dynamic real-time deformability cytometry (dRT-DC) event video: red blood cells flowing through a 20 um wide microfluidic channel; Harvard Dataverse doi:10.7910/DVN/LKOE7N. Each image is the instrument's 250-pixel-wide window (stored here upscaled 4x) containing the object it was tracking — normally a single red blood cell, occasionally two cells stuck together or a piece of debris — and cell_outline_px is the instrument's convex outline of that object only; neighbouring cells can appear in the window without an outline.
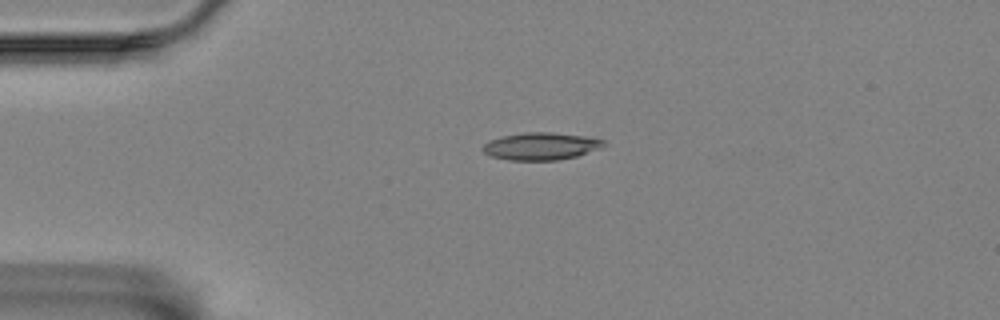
{"species": "Egyptian fruit bat (a non-hibernating species)", "species_latin": "Rousettus aegyptiacus", "temperature_condition": "room temperature", "stored_images_in_passage": 45, "camera_frame_rate_fps": 3000, "um_per_image_px": 0.085, "animal": {"sex": "female"}, "frame": {"image": 1, "passage_image": 1, "time_ms": 0.0, "image_size_px": [1000, 320], "cell_outline_px": [[604, 144], [600, 148], [576, 156], [556, 160], [508, 160], [492, 156], [484, 152], [480, 148], [484, 144], [492, 140], [504, 136], [524, 132], [552, 132], [580, 136], [604, 140]], "centroid_in_image_um": [45.94, 12.43], "position_along_channel_um": 39.1, "area_um2": 18.9}}
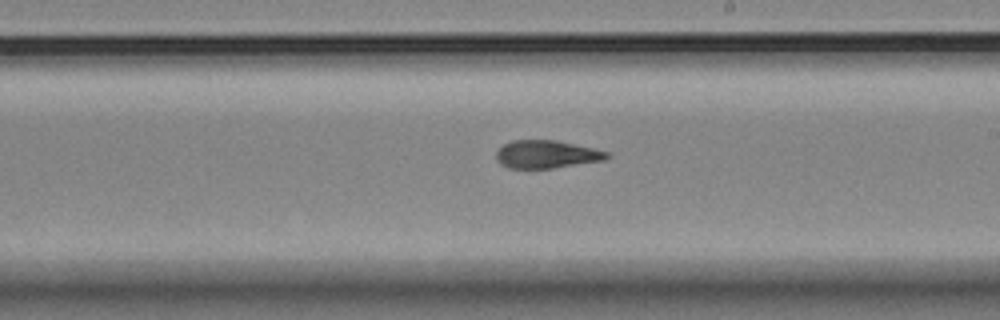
{"frame": {"image": 2, "passage_image": 21, "time_ms": 6.667, "image_size_px": [1000, 320], "cell_outline_px": [[612, 156], [604, 160], [552, 168], [508, 168], [500, 164], [496, 160], [496, 152], [504, 144], [512, 140], [556, 140], [592, 148], [608, 152]], "centroid_in_image_um": [46.44, 13.12], "position_along_channel_um": 242.6, "area_um2": 17.92}}
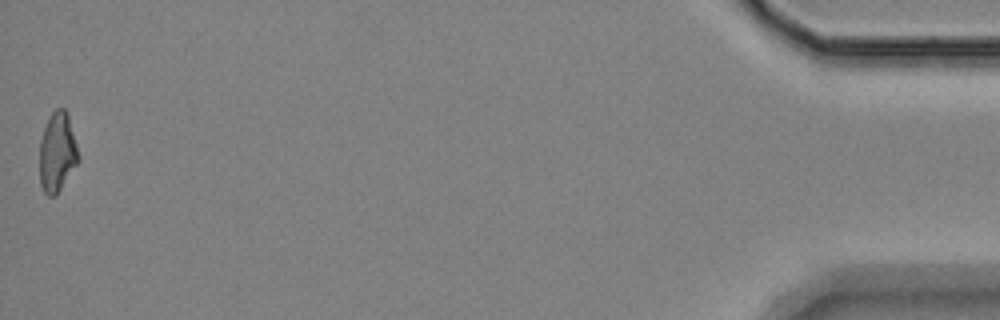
{"frame": {"image": 3, "passage_image": 45, "time_ms": 14.667, "image_size_px": [1000, 320], "cell_outline_px": [[80, 160], [56, 196], [48, 196], [44, 192], [40, 184], [40, 140], [48, 116], [56, 108], [64, 108], [68, 116], [80, 156]], "centroid_in_image_um": [4.87, 12.96], "position_along_channel_um": 430.3, "area_um2": 18.09}, "authors_computed_cell_mechanics": {"area_um2": 18.4382, "velocity_mm_per_s": 3.4989, "shape_relaxation_time_tau1_ms": null, "shape_relaxation_time_tau2_ms": 2.6933, "deformation_change_tau1": null, "deformation_change_tau2": 0.1095}}